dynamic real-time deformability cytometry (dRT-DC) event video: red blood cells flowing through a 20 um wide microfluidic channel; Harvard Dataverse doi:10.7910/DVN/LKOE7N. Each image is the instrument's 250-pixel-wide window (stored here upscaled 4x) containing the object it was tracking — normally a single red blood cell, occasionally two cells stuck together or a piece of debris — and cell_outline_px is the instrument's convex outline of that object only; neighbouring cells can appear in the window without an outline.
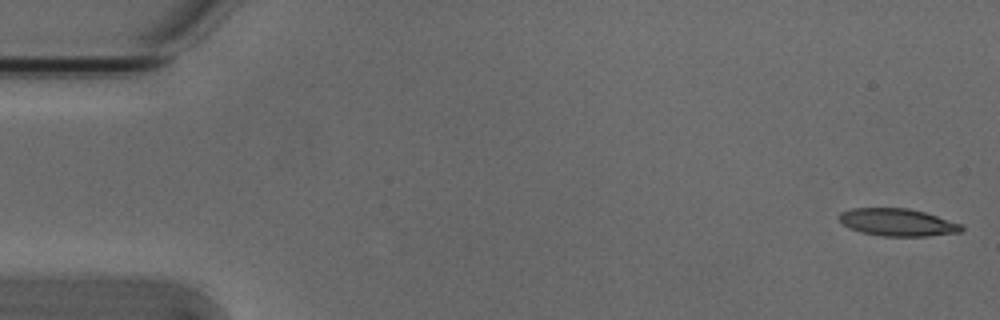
{"species": "Egyptian fruit bat (a non-hibernating species)", "species_latin": "Rousettus aegyptiacus", "temperature_condition": "cold", "stored_images_in_passage": 53, "camera_frame_rate_fps": 3000, "um_per_image_px": 0.085, "animal": {"sex": "male"}, "frame": {"image": 1, "passage_image": 1, "time_ms": 0.0, "image_size_px": [1000, 320], "cell_outline_px": [[964, 228], [960, 232], [928, 236], [880, 236], [860, 232], [848, 228], [836, 216], [840, 212], [852, 208], [908, 208], [924, 212], [960, 224]], "centroid_in_image_um": [76.23, 18.9], "position_along_channel_um": 8.8, "area_um2": 19.54}}
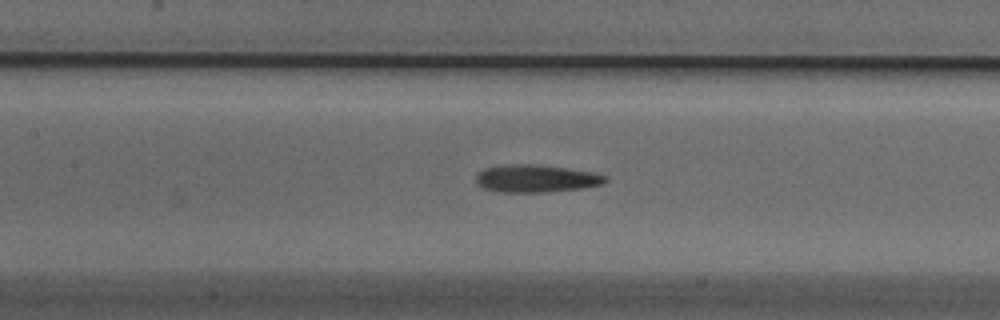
{"frame": {"image": 2, "passage_image": 24, "time_ms": 7.667, "image_size_px": [1000, 320], "cell_outline_px": [[608, 180], [600, 184], [580, 188], [548, 192], [504, 192], [484, 188], [476, 184], [476, 176], [484, 168], [508, 164], [536, 164], [568, 168], [592, 172], [608, 176]], "centroid_in_image_um": [45.56, 15.16], "position_along_channel_um": 161.8, "area_um2": 20.69}}
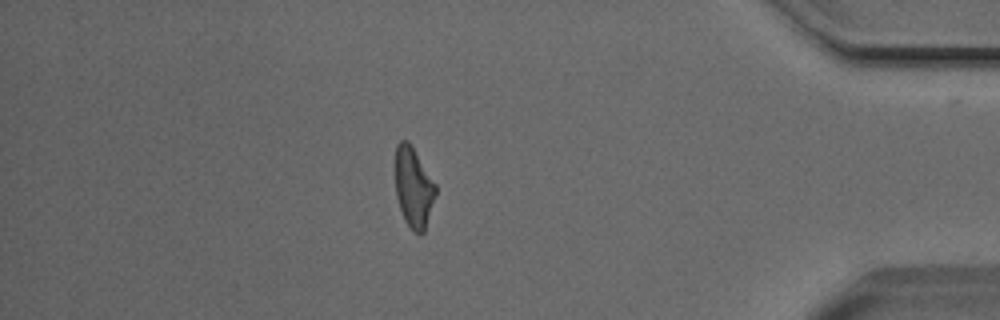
{"frame": {"image": 3, "passage_image": 46, "time_ms": 15.0, "image_size_px": [1000, 320], "cell_outline_px": [[436, 192], [424, 232], [420, 236], [412, 232], [404, 220], [396, 196], [396, 144], [400, 140], [408, 140], [436, 184]], "centroid_in_image_um": [35.15, 15.96], "position_along_channel_um": 400.1, "area_um2": 18.79}, "authors_computed_cell_mechanics": {"area_um2": 20.1722, "velocity_mm_per_s": 3.8062, "shape_relaxation_time_tau1_ms": 6.357, "shape_relaxation_time_tau2_ms": 4.5759, "deformation_change_tau1": 0.1854, "deformation_change_tau2": 0.1653}}